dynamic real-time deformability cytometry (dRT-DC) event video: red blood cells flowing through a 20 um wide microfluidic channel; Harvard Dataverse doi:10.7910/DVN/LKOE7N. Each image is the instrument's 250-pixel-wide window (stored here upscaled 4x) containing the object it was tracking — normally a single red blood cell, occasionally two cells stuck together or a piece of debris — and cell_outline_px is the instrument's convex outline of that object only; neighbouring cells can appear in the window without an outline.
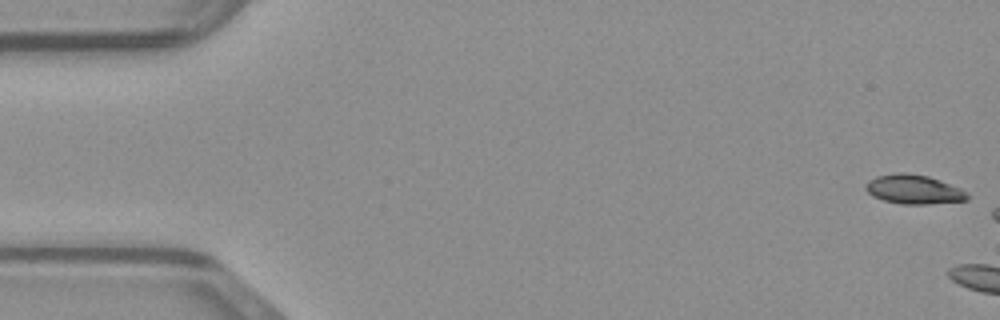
{"species": "common noctule bat (a hibernating species)", "species_latin": "Nyctalus noctula", "temperature_condition": "warm", "stored_images_in_passage": 4, "camera_frame_rate_fps": 3000, "um_per_image_px": 0.085, "animal": {"sex": "male", "body_mass_g": 23.1, "forearm_length_mm": 52.7}, "frame": {"image": 1, "passage_image": 1, "time_ms": 0.0, "image_size_px": [1000, 320], "cell_outline_px": [[968, 200], [928, 204], [900, 204], [884, 200], [872, 196], [864, 188], [864, 184], [868, 180], [876, 176], [896, 172], [904, 172], [928, 176], [940, 180], [960, 188], [968, 192]], "centroid_in_image_um": [77.64, 16.09], "position_along_channel_um": 7.4, "area_um2": 17.46}}